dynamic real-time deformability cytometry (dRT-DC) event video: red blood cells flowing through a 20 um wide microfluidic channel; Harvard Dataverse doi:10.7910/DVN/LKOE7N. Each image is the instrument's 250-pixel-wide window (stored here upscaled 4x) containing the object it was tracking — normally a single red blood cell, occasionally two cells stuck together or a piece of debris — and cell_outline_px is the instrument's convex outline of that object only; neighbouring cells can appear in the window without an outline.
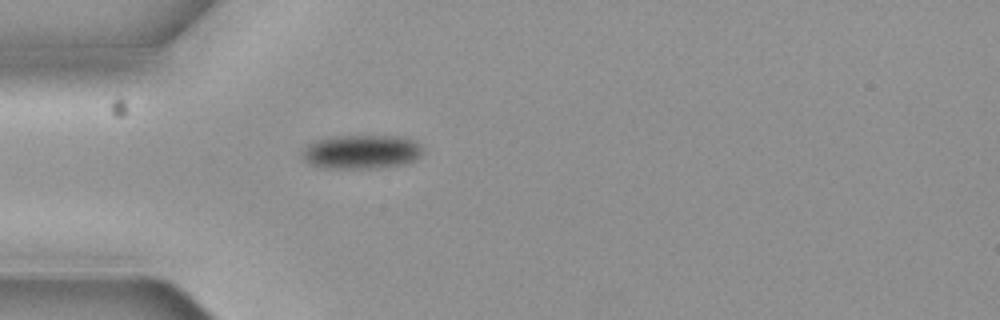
{"species": "common noctule bat (a hibernating species)", "species_latin": "Nyctalus noctula", "temperature_condition": "cold", "stored_images_in_passage": 4, "camera_frame_rate_fps": 3000, "um_per_image_px": 0.085, "animal": {"sex": "female", "body_mass_g": 19.3, "forearm_length_mm": 54.1}, "frame": {"image": 1, "passage_image": 4, "time_ms": 1.0, "image_size_px": [1000, 320], "cell_outline_px": [[424, 148], [420, 156], [404, 164], [376, 168], [324, 168], [308, 164], [304, 160], [304, 152], [308, 144], [316, 140], [340, 136], [400, 136], [416, 140]], "centroid_in_image_um": [30.77, 12.9], "position_along_channel_um": 54.2, "area_um2": 23.81}}